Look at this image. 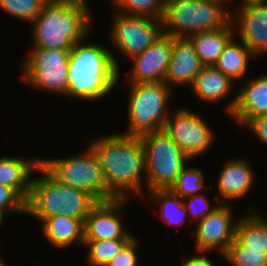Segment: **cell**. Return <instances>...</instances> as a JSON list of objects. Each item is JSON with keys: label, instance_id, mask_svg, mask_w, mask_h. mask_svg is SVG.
I'll return each instance as SVG.
<instances>
[{"label": "cell", "instance_id": "38", "mask_svg": "<svg viewBox=\"0 0 267 266\" xmlns=\"http://www.w3.org/2000/svg\"><path fill=\"white\" fill-rule=\"evenodd\" d=\"M7 261H5L4 259H3V256L1 257L0 256V266H8V264L6 263Z\"/></svg>", "mask_w": 267, "mask_h": 266}, {"label": "cell", "instance_id": "21", "mask_svg": "<svg viewBox=\"0 0 267 266\" xmlns=\"http://www.w3.org/2000/svg\"><path fill=\"white\" fill-rule=\"evenodd\" d=\"M40 164L39 155L36 157L0 156V184L14 188L27 201L33 175Z\"/></svg>", "mask_w": 267, "mask_h": 266}, {"label": "cell", "instance_id": "6", "mask_svg": "<svg viewBox=\"0 0 267 266\" xmlns=\"http://www.w3.org/2000/svg\"><path fill=\"white\" fill-rule=\"evenodd\" d=\"M125 85H129L125 104L127 126L124 132L118 130V133L139 136L145 132L162 130L173 109L174 105L170 104L176 92L164 81Z\"/></svg>", "mask_w": 267, "mask_h": 266}, {"label": "cell", "instance_id": "1", "mask_svg": "<svg viewBox=\"0 0 267 266\" xmlns=\"http://www.w3.org/2000/svg\"><path fill=\"white\" fill-rule=\"evenodd\" d=\"M108 133L94 135L88 142L98 156L108 190L117 199L140 198L142 202L146 194L142 141L139 136Z\"/></svg>", "mask_w": 267, "mask_h": 266}, {"label": "cell", "instance_id": "23", "mask_svg": "<svg viewBox=\"0 0 267 266\" xmlns=\"http://www.w3.org/2000/svg\"><path fill=\"white\" fill-rule=\"evenodd\" d=\"M234 35L225 45L223 52L214 64V67L230 77L234 82L244 81L248 74L252 62L257 59L250 50ZM248 71V72H247ZM247 72V73H246ZM246 77V78H245Z\"/></svg>", "mask_w": 267, "mask_h": 266}, {"label": "cell", "instance_id": "16", "mask_svg": "<svg viewBox=\"0 0 267 266\" xmlns=\"http://www.w3.org/2000/svg\"><path fill=\"white\" fill-rule=\"evenodd\" d=\"M248 158L237 156L223 161L217 177L215 197L220 203L234 204L236 201L249 197L256 183V172L248 162Z\"/></svg>", "mask_w": 267, "mask_h": 266}, {"label": "cell", "instance_id": "35", "mask_svg": "<svg viewBox=\"0 0 267 266\" xmlns=\"http://www.w3.org/2000/svg\"><path fill=\"white\" fill-rule=\"evenodd\" d=\"M194 252H192L191 257L183 260V263L179 266H218L216 262H213V258L211 259L210 257L212 252L197 250H194Z\"/></svg>", "mask_w": 267, "mask_h": 266}, {"label": "cell", "instance_id": "22", "mask_svg": "<svg viewBox=\"0 0 267 266\" xmlns=\"http://www.w3.org/2000/svg\"><path fill=\"white\" fill-rule=\"evenodd\" d=\"M141 200H143V203L145 204L148 202L146 206L148 205L149 207L151 205L150 207L151 209L153 207V213H158L157 217L164 221L163 223H165V225L167 224L168 227L175 226L180 228L181 225L183 227L184 223L186 224L188 221L187 225L189 224L188 226L192 231L193 225L190 223L188 212L183 204V200L170 189H155L147 191Z\"/></svg>", "mask_w": 267, "mask_h": 266}, {"label": "cell", "instance_id": "26", "mask_svg": "<svg viewBox=\"0 0 267 266\" xmlns=\"http://www.w3.org/2000/svg\"><path fill=\"white\" fill-rule=\"evenodd\" d=\"M131 239L84 240L85 266H106Z\"/></svg>", "mask_w": 267, "mask_h": 266}, {"label": "cell", "instance_id": "19", "mask_svg": "<svg viewBox=\"0 0 267 266\" xmlns=\"http://www.w3.org/2000/svg\"><path fill=\"white\" fill-rule=\"evenodd\" d=\"M248 78L237 89L236 106L230 115L238 127H244L252 118L267 113V72Z\"/></svg>", "mask_w": 267, "mask_h": 266}, {"label": "cell", "instance_id": "27", "mask_svg": "<svg viewBox=\"0 0 267 266\" xmlns=\"http://www.w3.org/2000/svg\"><path fill=\"white\" fill-rule=\"evenodd\" d=\"M192 166V163L189 162L181 170L176 182L170 188V190L178 195L181 199L192 195L201 194L207 191L206 188L208 187L213 191V187H215L213 184L207 186V183L205 182L206 176H204V171L198 167Z\"/></svg>", "mask_w": 267, "mask_h": 266}, {"label": "cell", "instance_id": "18", "mask_svg": "<svg viewBox=\"0 0 267 266\" xmlns=\"http://www.w3.org/2000/svg\"><path fill=\"white\" fill-rule=\"evenodd\" d=\"M192 43L186 37H173L171 59L164 82L175 92L177 87H188L204 69Z\"/></svg>", "mask_w": 267, "mask_h": 266}, {"label": "cell", "instance_id": "31", "mask_svg": "<svg viewBox=\"0 0 267 266\" xmlns=\"http://www.w3.org/2000/svg\"><path fill=\"white\" fill-rule=\"evenodd\" d=\"M213 199L215 203L206 195L205 192L182 199L186 211L188 212L190 223L193 226L212 213L221 204L215 196Z\"/></svg>", "mask_w": 267, "mask_h": 266}, {"label": "cell", "instance_id": "17", "mask_svg": "<svg viewBox=\"0 0 267 266\" xmlns=\"http://www.w3.org/2000/svg\"><path fill=\"white\" fill-rule=\"evenodd\" d=\"M236 87L237 83L223 72L219 71L214 66H205L195 77L189 91L192 93V96H195V98L199 100L197 102H204V105L205 103L211 106L217 104L218 107L219 104L221 105V102H225L226 104H223V108L225 107L223 109L225 110L224 113L230 116L237 102V89H234ZM234 90H236V92ZM229 97L231 99H229ZM225 99L229 100V102L224 101Z\"/></svg>", "mask_w": 267, "mask_h": 266}, {"label": "cell", "instance_id": "9", "mask_svg": "<svg viewBox=\"0 0 267 266\" xmlns=\"http://www.w3.org/2000/svg\"><path fill=\"white\" fill-rule=\"evenodd\" d=\"M107 30L108 44L116 68L120 72L121 64L117 56L125 61L141 54L162 34V21L145 16L128 15L114 11ZM109 35V36H108ZM113 48V52L112 51ZM115 53H118L115 55Z\"/></svg>", "mask_w": 267, "mask_h": 266}, {"label": "cell", "instance_id": "36", "mask_svg": "<svg viewBox=\"0 0 267 266\" xmlns=\"http://www.w3.org/2000/svg\"><path fill=\"white\" fill-rule=\"evenodd\" d=\"M244 209L245 211H252L256 215V217L267 226V215L263 216V214H261V211H256L257 209L259 210V207L255 208L254 206L247 204L246 208Z\"/></svg>", "mask_w": 267, "mask_h": 266}, {"label": "cell", "instance_id": "13", "mask_svg": "<svg viewBox=\"0 0 267 266\" xmlns=\"http://www.w3.org/2000/svg\"><path fill=\"white\" fill-rule=\"evenodd\" d=\"M232 23L235 36L251 54L257 60L267 59V3L264 0L238 3L232 8Z\"/></svg>", "mask_w": 267, "mask_h": 266}, {"label": "cell", "instance_id": "29", "mask_svg": "<svg viewBox=\"0 0 267 266\" xmlns=\"http://www.w3.org/2000/svg\"><path fill=\"white\" fill-rule=\"evenodd\" d=\"M48 0H0V8L14 19L24 21L28 25L41 12Z\"/></svg>", "mask_w": 267, "mask_h": 266}, {"label": "cell", "instance_id": "39", "mask_svg": "<svg viewBox=\"0 0 267 266\" xmlns=\"http://www.w3.org/2000/svg\"><path fill=\"white\" fill-rule=\"evenodd\" d=\"M5 218L0 214V227H3L5 224V222L4 221H6V220H4Z\"/></svg>", "mask_w": 267, "mask_h": 266}, {"label": "cell", "instance_id": "25", "mask_svg": "<svg viewBox=\"0 0 267 266\" xmlns=\"http://www.w3.org/2000/svg\"><path fill=\"white\" fill-rule=\"evenodd\" d=\"M235 230V240L248 250L267 254V226L252 211H244Z\"/></svg>", "mask_w": 267, "mask_h": 266}, {"label": "cell", "instance_id": "15", "mask_svg": "<svg viewBox=\"0 0 267 266\" xmlns=\"http://www.w3.org/2000/svg\"><path fill=\"white\" fill-rule=\"evenodd\" d=\"M173 48V37L162 34L141 54L128 60L131 68L122 73L128 78L126 82L147 83L161 82L165 80V75L171 59ZM125 74V75H124Z\"/></svg>", "mask_w": 267, "mask_h": 266}, {"label": "cell", "instance_id": "14", "mask_svg": "<svg viewBox=\"0 0 267 266\" xmlns=\"http://www.w3.org/2000/svg\"><path fill=\"white\" fill-rule=\"evenodd\" d=\"M131 202V199L99 202L84 219V240L132 239L135 234L123 219L124 209Z\"/></svg>", "mask_w": 267, "mask_h": 266}, {"label": "cell", "instance_id": "34", "mask_svg": "<svg viewBox=\"0 0 267 266\" xmlns=\"http://www.w3.org/2000/svg\"><path fill=\"white\" fill-rule=\"evenodd\" d=\"M243 128L248 129L255 139L267 147V113L252 118Z\"/></svg>", "mask_w": 267, "mask_h": 266}, {"label": "cell", "instance_id": "4", "mask_svg": "<svg viewBox=\"0 0 267 266\" xmlns=\"http://www.w3.org/2000/svg\"><path fill=\"white\" fill-rule=\"evenodd\" d=\"M35 173L26 201V216L47 218L61 215L84 220L98 204L89 193L62 183L42 163Z\"/></svg>", "mask_w": 267, "mask_h": 266}, {"label": "cell", "instance_id": "3", "mask_svg": "<svg viewBox=\"0 0 267 266\" xmlns=\"http://www.w3.org/2000/svg\"><path fill=\"white\" fill-rule=\"evenodd\" d=\"M88 3V0H48L29 24L28 49L71 50L75 43L93 32V15Z\"/></svg>", "mask_w": 267, "mask_h": 266}, {"label": "cell", "instance_id": "11", "mask_svg": "<svg viewBox=\"0 0 267 266\" xmlns=\"http://www.w3.org/2000/svg\"><path fill=\"white\" fill-rule=\"evenodd\" d=\"M187 107L179 104L175 111L172 109L163 130L190 159L195 160L209 153L218 139L205 117Z\"/></svg>", "mask_w": 267, "mask_h": 266}, {"label": "cell", "instance_id": "10", "mask_svg": "<svg viewBox=\"0 0 267 266\" xmlns=\"http://www.w3.org/2000/svg\"><path fill=\"white\" fill-rule=\"evenodd\" d=\"M26 53L19 65L24 85L37 93L44 91L66 97L70 50L41 48L29 49Z\"/></svg>", "mask_w": 267, "mask_h": 266}, {"label": "cell", "instance_id": "30", "mask_svg": "<svg viewBox=\"0 0 267 266\" xmlns=\"http://www.w3.org/2000/svg\"><path fill=\"white\" fill-rule=\"evenodd\" d=\"M224 261L231 266H267V254L248 250L234 240L224 254Z\"/></svg>", "mask_w": 267, "mask_h": 266}, {"label": "cell", "instance_id": "28", "mask_svg": "<svg viewBox=\"0 0 267 266\" xmlns=\"http://www.w3.org/2000/svg\"><path fill=\"white\" fill-rule=\"evenodd\" d=\"M111 8L123 14L161 20L167 0H109Z\"/></svg>", "mask_w": 267, "mask_h": 266}, {"label": "cell", "instance_id": "24", "mask_svg": "<svg viewBox=\"0 0 267 266\" xmlns=\"http://www.w3.org/2000/svg\"><path fill=\"white\" fill-rule=\"evenodd\" d=\"M234 35L235 29L231 21L226 27L194 33L187 38L192 43L200 61L205 66H214L225 45Z\"/></svg>", "mask_w": 267, "mask_h": 266}, {"label": "cell", "instance_id": "2", "mask_svg": "<svg viewBox=\"0 0 267 266\" xmlns=\"http://www.w3.org/2000/svg\"><path fill=\"white\" fill-rule=\"evenodd\" d=\"M91 35L94 34L90 33L75 43L69 53L66 98H74L75 102H102L121 85L110 47L95 41L88 42Z\"/></svg>", "mask_w": 267, "mask_h": 266}, {"label": "cell", "instance_id": "37", "mask_svg": "<svg viewBox=\"0 0 267 266\" xmlns=\"http://www.w3.org/2000/svg\"><path fill=\"white\" fill-rule=\"evenodd\" d=\"M228 1V3H229V5H230V7L231 8H233L234 6H235V4L234 3H236V5L238 4V3H242V2H245V1H249V0H227ZM236 1V2H235ZM239 1V2H238ZM238 2V3H237Z\"/></svg>", "mask_w": 267, "mask_h": 266}, {"label": "cell", "instance_id": "12", "mask_svg": "<svg viewBox=\"0 0 267 266\" xmlns=\"http://www.w3.org/2000/svg\"><path fill=\"white\" fill-rule=\"evenodd\" d=\"M231 203H221L212 213L193 226L194 250L217 254L224 261V254L235 240L236 225L239 216H234ZM234 216V217H233ZM220 255V256H219Z\"/></svg>", "mask_w": 267, "mask_h": 266}, {"label": "cell", "instance_id": "5", "mask_svg": "<svg viewBox=\"0 0 267 266\" xmlns=\"http://www.w3.org/2000/svg\"><path fill=\"white\" fill-rule=\"evenodd\" d=\"M161 21L164 34L187 38L226 27L232 8L227 0H167Z\"/></svg>", "mask_w": 267, "mask_h": 266}, {"label": "cell", "instance_id": "20", "mask_svg": "<svg viewBox=\"0 0 267 266\" xmlns=\"http://www.w3.org/2000/svg\"><path fill=\"white\" fill-rule=\"evenodd\" d=\"M34 219L39 220L41 233L53 248L68 251L74 245L84 246V220L61 215Z\"/></svg>", "mask_w": 267, "mask_h": 266}, {"label": "cell", "instance_id": "8", "mask_svg": "<svg viewBox=\"0 0 267 266\" xmlns=\"http://www.w3.org/2000/svg\"><path fill=\"white\" fill-rule=\"evenodd\" d=\"M145 151L146 192L170 189L181 170L191 161L164 130L139 135Z\"/></svg>", "mask_w": 267, "mask_h": 266}, {"label": "cell", "instance_id": "7", "mask_svg": "<svg viewBox=\"0 0 267 266\" xmlns=\"http://www.w3.org/2000/svg\"><path fill=\"white\" fill-rule=\"evenodd\" d=\"M85 148L72 156H43L41 163L62 183L89 193L98 203L117 199L108 190L97 154L89 144Z\"/></svg>", "mask_w": 267, "mask_h": 266}, {"label": "cell", "instance_id": "33", "mask_svg": "<svg viewBox=\"0 0 267 266\" xmlns=\"http://www.w3.org/2000/svg\"><path fill=\"white\" fill-rule=\"evenodd\" d=\"M138 237L134 236L106 266H139L140 255L138 252H140L142 241L140 242Z\"/></svg>", "mask_w": 267, "mask_h": 266}, {"label": "cell", "instance_id": "32", "mask_svg": "<svg viewBox=\"0 0 267 266\" xmlns=\"http://www.w3.org/2000/svg\"><path fill=\"white\" fill-rule=\"evenodd\" d=\"M0 214L6 219L7 216L25 215L26 200L12 187L0 184ZM11 214V215H9Z\"/></svg>", "mask_w": 267, "mask_h": 266}]
</instances>
